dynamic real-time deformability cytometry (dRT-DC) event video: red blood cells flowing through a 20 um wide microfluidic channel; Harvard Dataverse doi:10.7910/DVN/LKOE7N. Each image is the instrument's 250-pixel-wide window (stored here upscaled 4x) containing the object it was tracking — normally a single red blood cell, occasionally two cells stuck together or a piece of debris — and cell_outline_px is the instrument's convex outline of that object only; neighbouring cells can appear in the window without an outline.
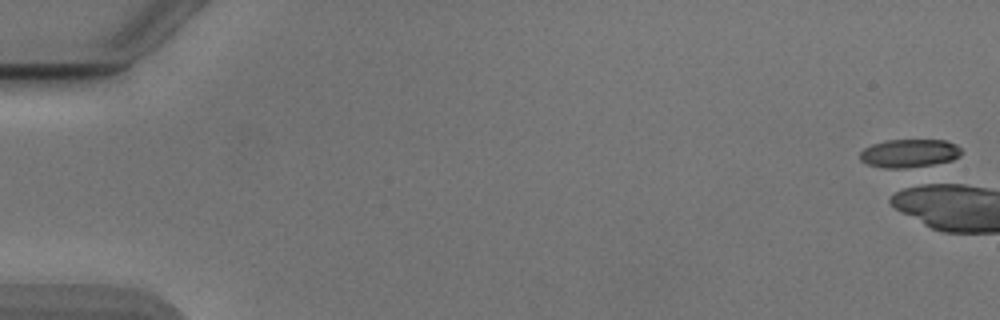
{"species": "Egyptian fruit bat (a non-hibernating species)", "species_latin": "Rousettus aegyptiacus", "temperature_condition": "cold", "stored_images_in_passage": 1, "camera_frame_rate_fps": 3000, "um_per_image_px": 0.085, "animal": {"sex": "male"}, "frame": {"image": 1, "passage_image": 1, "time_ms": 0.0, "image_size_px": [1000, 320], "cell_outline_px": [[960, 156], [952, 160], [924, 168], [884, 168], [868, 164], [860, 160], [860, 152], [864, 148], [872, 144], [884, 140], [944, 140], [956, 144], [960, 148]], "centroid_in_image_um": [77.3, 13.05], "position_along_channel_um": 7.7, "area_um2": 17.11}}